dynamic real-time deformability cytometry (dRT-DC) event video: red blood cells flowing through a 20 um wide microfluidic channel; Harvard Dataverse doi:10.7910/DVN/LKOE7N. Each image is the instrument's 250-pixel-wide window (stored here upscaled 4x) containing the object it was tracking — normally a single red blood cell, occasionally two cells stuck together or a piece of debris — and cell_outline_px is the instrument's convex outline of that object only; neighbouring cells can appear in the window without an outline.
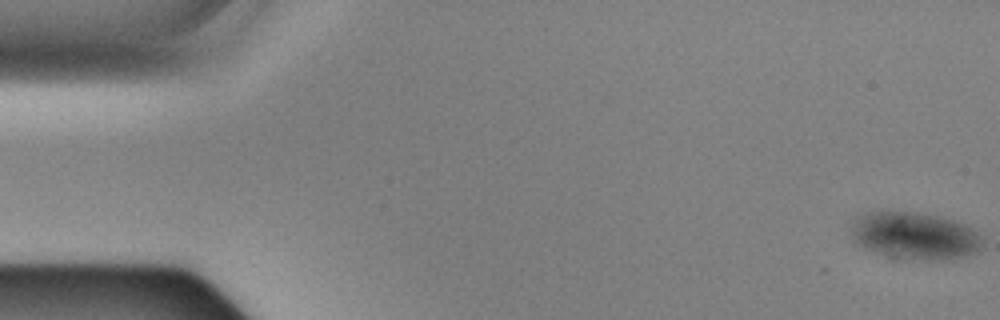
{"species": "Egyptian fruit bat (a non-hibernating species)", "species_latin": "Rousettus aegyptiacus", "temperature_condition": "cold", "stored_images_in_passage": 40, "camera_frame_rate_fps": 3000, "um_per_image_px": 0.085, "animal": {"sex": "male"}, "frame": {"image": 1, "passage_image": 1, "time_ms": 0.0, "image_size_px": [1000, 320], "cell_outline_px": [[980, 244], [972, 252], [960, 256], [940, 260], [892, 260], [852, 240], [852, 224], [860, 216], [868, 212], [920, 212], [940, 216], [964, 224], [972, 228], [980, 236]], "centroid_in_image_um": [77.7, 20.05], "position_along_channel_um": 7.3, "area_um2": 35.78}}
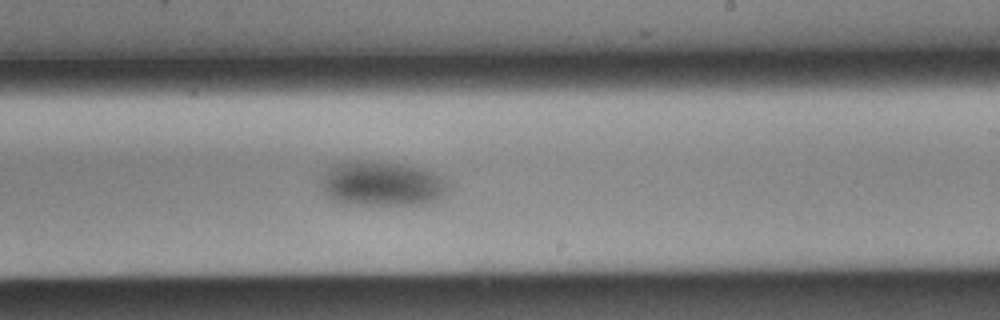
{"frame": {"image": 2, "passage_image": 34, "time_ms": 11.0, "image_size_px": [1000, 320], "cell_outline_px": [[448, 192], [444, 196], [428, 204], [344, 204], [332, 200], [324, 192], [320, 184], [328, 168], [344, 160], [372, 160], [400, 164], [424, 168], [448, 180]], "centroid_in_image_um": [32.48, 15.6], "position_along_channel_um": 256.5, "area_um2": 33.58}}
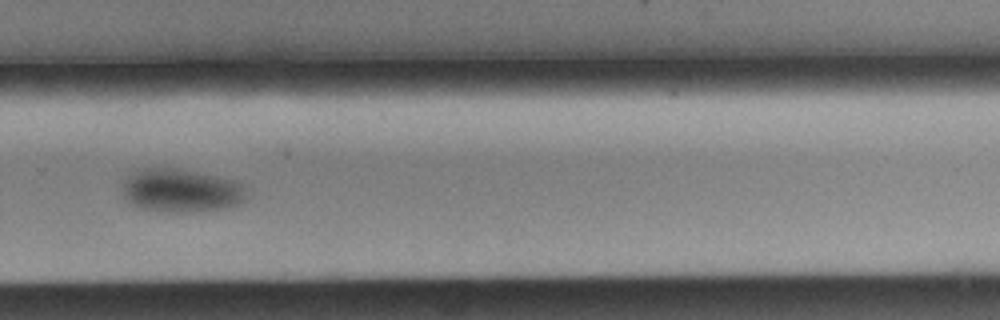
{"frame": {"image": 3, "passage_image": 39, "time_ms": 12.667, "image_size_px": [1000, 320], "cell_outline_px": [[248, 200], [240, 204], [224, 208], [192, 212], [172, 212], [144, 208], [132, 204], [124, 196], [124, 180], [132, 172], [140, 168], [172, 168], [196, 172], [216, 176], [232, 180], [248, 188]], "centroid_in_image_um": [15.45, 16.2], "position_along_channel_um": 314.3, "area_um2": 31.27}}